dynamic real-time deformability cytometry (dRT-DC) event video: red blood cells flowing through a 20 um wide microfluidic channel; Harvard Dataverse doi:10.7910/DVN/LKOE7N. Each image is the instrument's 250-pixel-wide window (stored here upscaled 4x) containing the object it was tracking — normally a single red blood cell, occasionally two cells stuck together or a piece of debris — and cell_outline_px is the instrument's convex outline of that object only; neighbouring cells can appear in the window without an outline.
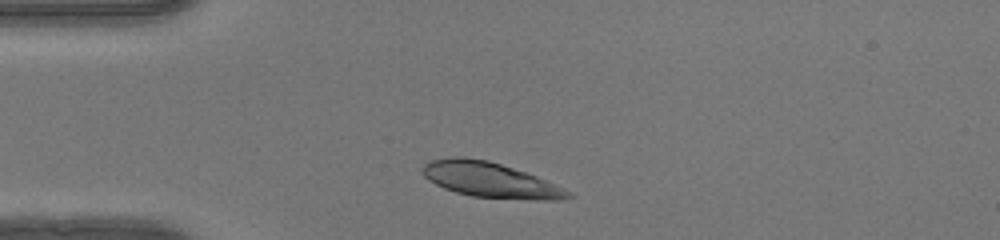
{"species": "human", "species_latin": "Homo sapiens", "temperature_condition": "warm", "stored_images_in_passage": 32, "camera_frame_rate_fps": 3000, "um_per_image_px": 0.085, "donor": {"sex": "female"}, "frame": {"image": 1, "passage_image": 3, "time_ms": 0.667, "image_size_px": [1000, 240], "cell_outline_px": [[576, 196], [560, 200], [528, 200], [472, 196], [456, 192], [444, 188], [428, 180], [420, 172], [420, 168], [424, 164], [432, 160], [452, 156], [460, 156], [488, 160], [536, 176], [564, 188], [572, 192]], "centroid_in_image_um": [41.66, 15.3], "position_along_channel_um": 43.3, "area_um2": 29.94}}
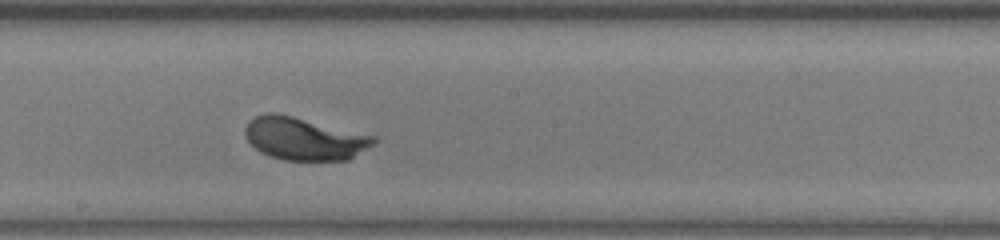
{"frame": {"image": 2, "passage_image": 18, "time_ms": 5.667, "image_size_px": [1000, 240], "cell_outline_px": [[376, 140], [372, 144], [348, 160], [284, 160], [268, 156], [260, 152], [244, 136], [244, 128], [248, 120], [256, 116], [268, 112], [272, 112], [292, 116], [376, 136]], "centroid_in_image_um": [25.8, 11.78], "position_along_channel_um": 222.4, "area_um2": 31.79}}
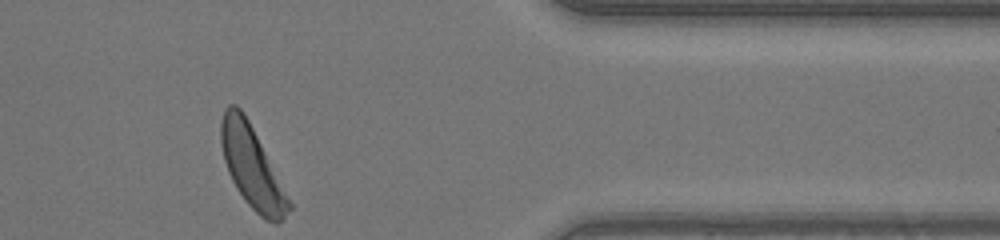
{"frame": {"image": 3, "passage_image": 32, "time_ms": 10.333, "image_size_px": [1000, 240], "cell_outline_px": [[292, 208], [276, 224], [264, 220], [244, 200], [236, 188], [228, 172], [224, 160], [220, 144], [220, 124], [224, 108], [228, 104], [236, 104], [244, 112], [292, 204]], "centroid_in_image_um": [21.37, 14.18], "position_along_channel_um": 390.0, "area_um2": 31.91}, "authors_computed_cell_mechanics": {"area_um2": 31.1542, "velocity_mm_per_s": 4.0713, "shape_relaxation_time_tau1_ms": 1.7511, "shape_relaxation_time_tau2_ms": null, "deformation_change_tau1": 0.1528, "deformation_change_tau2": null}}